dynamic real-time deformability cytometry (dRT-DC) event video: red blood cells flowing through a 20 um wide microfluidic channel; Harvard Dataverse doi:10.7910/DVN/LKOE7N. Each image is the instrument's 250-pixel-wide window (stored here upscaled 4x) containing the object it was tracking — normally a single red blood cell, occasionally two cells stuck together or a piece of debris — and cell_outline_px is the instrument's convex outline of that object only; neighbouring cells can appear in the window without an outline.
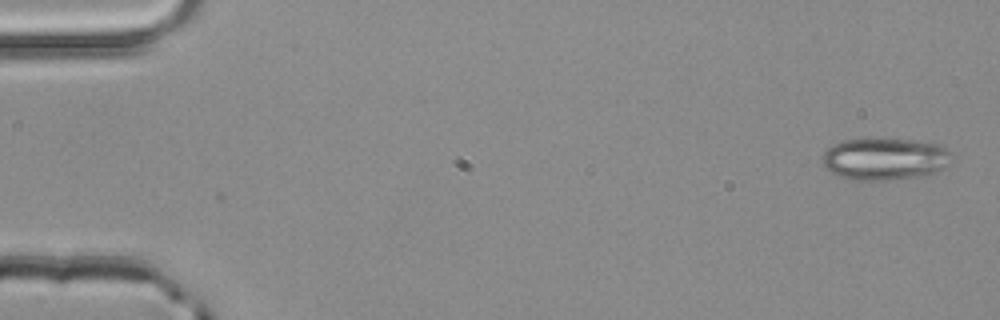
{"species": "common noctule bat (a hibernating species)", "species_latin": "Nyctalus noctula", "temperature_condition": "room temperature", "stored_images_in_passage": 2, "camera_frame_rate_fps": 3000, "um_per_image_px": 0.085, "animal": {"sex": "male", "body_mass_g": 20.4}, "frame": {"image": 1, "passage_image": 2, "time_ms": 0.333, "image_size_px": [1000, 320], "cell_outline_px": [[948, 152], [944, 168], [928, 176], [888, 180], [852, 180], [840, 176], [832, 172], [824, 164], [824, 152], [832, 144], [844, 140], [908, 140], [936, 144], [944, 148]], "centroid_in_image_um": [75.17, 13.54], "position_along_channel_um": 9.8, "area_um2": 30.87}}